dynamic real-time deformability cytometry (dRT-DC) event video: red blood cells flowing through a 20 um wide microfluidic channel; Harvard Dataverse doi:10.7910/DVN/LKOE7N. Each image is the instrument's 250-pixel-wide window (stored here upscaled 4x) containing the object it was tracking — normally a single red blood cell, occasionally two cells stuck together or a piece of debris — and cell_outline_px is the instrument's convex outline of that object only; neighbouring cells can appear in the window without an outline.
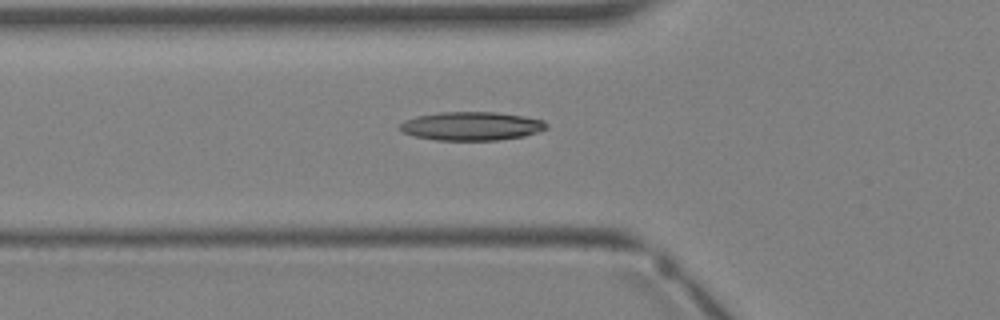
{"species": "Egyptian fruit bat (a non-hibernating species)", "species_latin": "Rousettus aegyptiacus", "temperature_condition": "warm", "stored_images_in_passage": 6, "segment_of_instrument_passage": [1, 2], "camera_frame_rate_fps": 3000, "um_per_image_px": 0.085, "animal": {"sex": "female"}, "frame": {"image": 1, "passage_image": 5, "time_ms": 5.667, "image_size_px": [1000, 320], "cell_outline_px": [[548, 128], [524, 136], [496, 140], [436, 140], [416, 136], [404, 132], [400, 128], [400, 124], [404, 120], [416, 116], [440, 112], [492, 112], [524, 116], [544, 120], [548, 124]], "centroid_in_image_um": [40.09, 10.71], "position_along_channel_um": 85.7, "area_um2": 24.28}}